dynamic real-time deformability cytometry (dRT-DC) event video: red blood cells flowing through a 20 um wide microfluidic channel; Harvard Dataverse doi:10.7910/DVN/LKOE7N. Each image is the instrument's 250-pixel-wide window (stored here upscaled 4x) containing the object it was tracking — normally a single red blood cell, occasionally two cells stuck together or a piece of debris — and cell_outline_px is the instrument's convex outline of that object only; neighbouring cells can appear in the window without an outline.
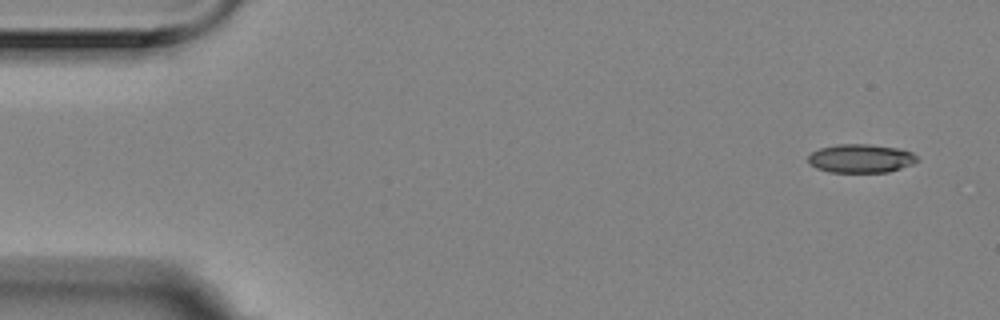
{"species": "Egyptian fruit bat (a non-hibernating species)", "species_latin": "Rousettus aegyptiacus", "temperature_condition": "room temperature", "stored_images_in_passage": 6, "camera_frame_rate_fps": 3000, "um_per_image_px": 0.085, "animal": {"sex": "female"}, "frame": {"image": 1, "passage_image": 1, "time_ms": 0.0, "image_size_px": [1000, 320], "cell_outline_px": [[916, 160], [912, 164], [888, 172], [828, 172], [816, 168], [808, 160], [808, 156], [812, 152], [820, 148], [836, 144], [872, 144], [896, 148], [912, 152], [916, 156]], "centroid_in_image_um": [73.14, 13.46], "position_along_channel_um": 11.9, "area_um2": 18.03}}
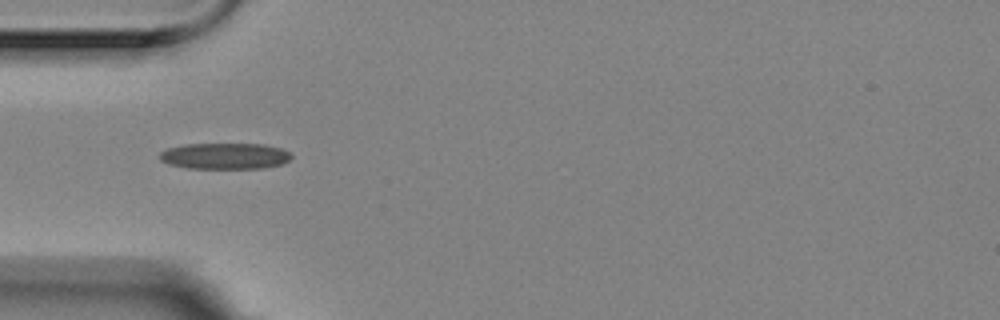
{"frame": {"image": 2, "passage_image": 5, "time_ms": 1.333, "image_size_px": [1000, 320], "cell_outline_px": [[292, 156], [288, 160], [280, 164], [264, 168], [188, 168], [168, 164], [160, 160], [156, 156], [164, 148], [184, 144], [264, 144], [280, 148], [288, 152]], "centroid_in_image_um": [19.02, 13.25], "position_along_channel_um": 66.0, "area_um2": 20.17}}
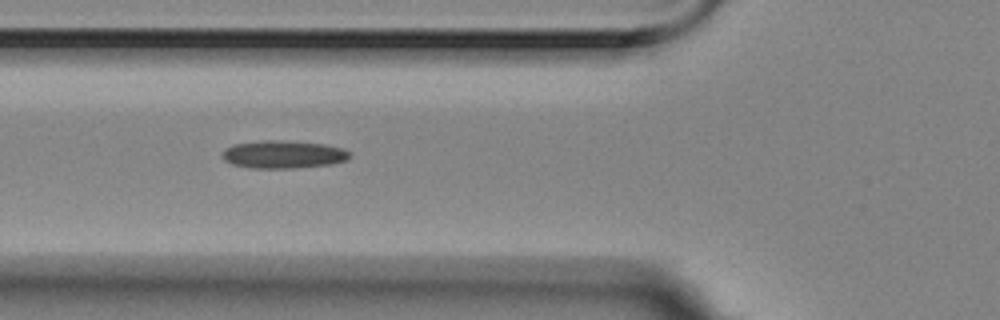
{"frame": {"image": 3, "passage_image": 6, "time_ms": 1.667, "image_size_px": [1000, 320], "cell_outline_px": [[352, 156], [348, 160], [332, 164], [292, 168], [248, 168], [232, 164], [224, 160], [224, 148], [232, 144], [264, 140], [280, 140], [324, 144], [340, 148], [348, 152]], "centroid_in_image_um": [24.07, 13.13], "position_along_channel_um": 101.7, "area_um2": 20.63}}